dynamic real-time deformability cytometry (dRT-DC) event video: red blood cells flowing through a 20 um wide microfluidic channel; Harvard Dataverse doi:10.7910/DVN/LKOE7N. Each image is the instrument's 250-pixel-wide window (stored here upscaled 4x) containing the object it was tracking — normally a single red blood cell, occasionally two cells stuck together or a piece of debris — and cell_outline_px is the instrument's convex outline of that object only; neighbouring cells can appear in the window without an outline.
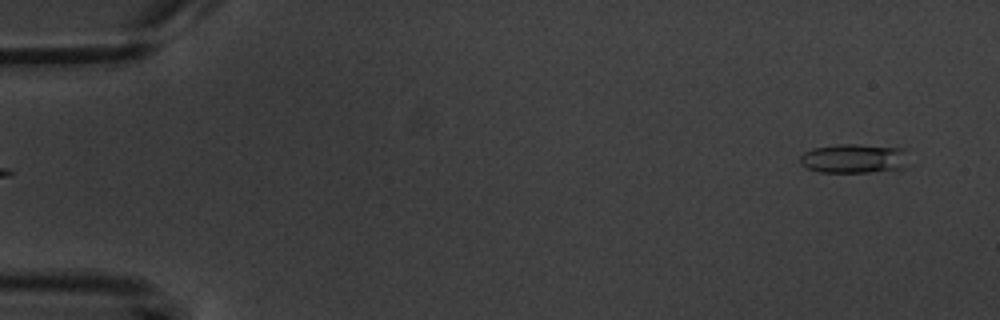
{"species": "common noctule bat (a hibernating species)", "species_latin": "Nyctalus noctula", "temperature_condition": "warm", "stored_images_in_passage": 6, "camera_frame_rate_fps": 3000, "um_per_image_px": 0.085, "animal": {"sex": "male", "body_mass_g": 20.1, "forearm_length_mm": 53.5}, "frame": {"image": 1, "passage_image": 6, "time_ms": 5.667, "image_size_px": [1000, 320], "cell_outline_px": [[904, 168], [868, 172], [820, 172], [808, 168], [800, 164], [800, 156], [804, 152], [812, 148], [840, 144], [852, 144], [904, 148]], "centroid_in_image_um": [72.51, 13.47], "position_along_channel_um": 12.5, "area_um2": 18.21}}